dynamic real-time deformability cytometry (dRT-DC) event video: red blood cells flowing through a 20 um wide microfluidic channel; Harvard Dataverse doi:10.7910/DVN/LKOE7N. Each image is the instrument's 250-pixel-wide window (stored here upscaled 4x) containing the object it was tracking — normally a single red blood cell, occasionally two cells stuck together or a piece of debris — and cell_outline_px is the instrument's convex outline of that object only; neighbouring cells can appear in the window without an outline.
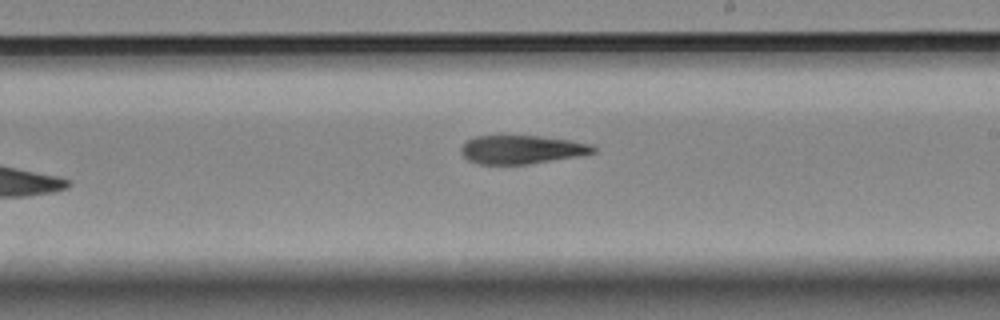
{"species": "Egyptian fruit bat (a non-hibernating species)", "species_latin": "Rousettus aegyptiacus", "temperature_condition": "room temperature", "stored_images_in_passage": 9, "camera_frame_rate_fps": 3000, "um_per_image_px": 0.085, "animal": {"sex": "female"}, "frame": {"image": 1, "passage_image": 9, "time_ms": 9.333, "image_size_px": [1000, 320], "cell_outline_px": [[596, 152], [580, 156], [528, 164], [480, 164], [468, 160], [460, 152], [460, 148], [468, 140], [476, 136], [500, 132], [540, 136], [568, 140], [592, 144], [596, 148]], "centroid_in_image_um": [44.31, 12.66], "position_along_channel_um": 244.7, "area_um2": 22.83}}